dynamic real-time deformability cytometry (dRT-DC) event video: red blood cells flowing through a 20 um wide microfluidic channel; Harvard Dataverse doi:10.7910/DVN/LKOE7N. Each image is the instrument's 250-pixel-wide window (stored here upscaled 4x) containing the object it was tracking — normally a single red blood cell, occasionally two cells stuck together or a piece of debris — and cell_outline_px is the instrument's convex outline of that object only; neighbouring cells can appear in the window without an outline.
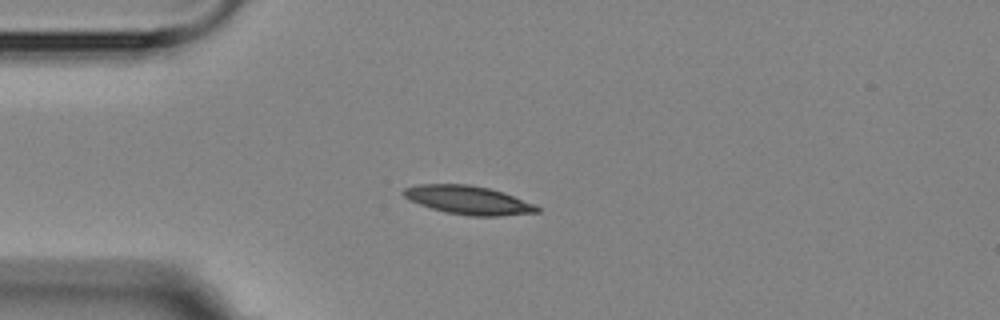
{"species": "Egyptian fruit bat (a non-hibernating species)", "species_latin": "Rousettus aegyptiacus", "temperature_condition": "room temperature", "stored_images_in_passage": 7, "camera_frame_rate_fps": 3000, "um_per_image_px": 0.085, "animal": {"sex": "female"}, "frame": {"image": 1, "passage_image": 3, "time_ms": 2.333, "image_size_px": [1000, 320], "cell_outline_px": [[540, 212], [500, 216], [468, 216], [444, 212], [408, 200], [400, 192], [404, 188], [416, 184], [468, 184], [488, 188], [504, 192], [536, 204], [540, 208]], "centroid_in_image_um": [39.81, 17.01], "position_along_channel_um": 45.2, "area_um2": 22.48}}
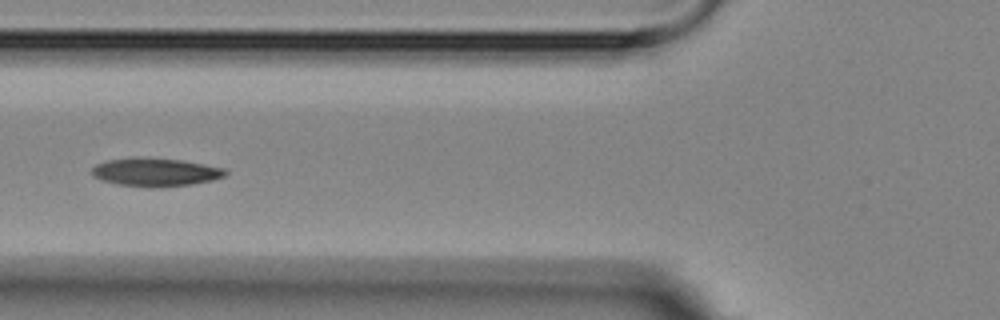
{"frame": {"image": 2, "passage_image": 5, "time_ms": 4.667, "image_size_px": [1000, 320], "cell_outline_px": [[228, 172], [224, 176], [212, 180], [192, 184], [160, 188], [148, 188], [116, 184], [100, 180], [92, 176], [92, 168], [96, 164], [104, 160], [132, 156], [136, 156], [180, 160], [204, 164], [224, 168]], "centroid_in_image_um": [13.15, 14.63], "position_along_channel_um": 112.7, "area_um2": 22.54}}
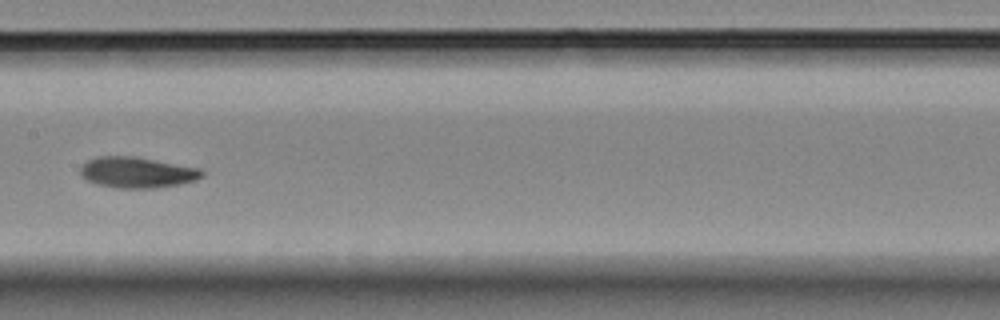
{"frame": {"image": 3, "passage_image": 7, "time_ms": 7.0, "image_size_px": [1000, 320], "cell_outline_px": [[204, 176], [196, 180], [180, 184], [156, 188], [120, 188], [96, 184], [80, 176], [80, 168], [88, 160], [96, 156], [136, 156], [200, 168], [204, 172]], "centroid_in_image_um": [11.66, 14.65], "position_along_channel_um": 195.7, "area_um2": 22.02}}